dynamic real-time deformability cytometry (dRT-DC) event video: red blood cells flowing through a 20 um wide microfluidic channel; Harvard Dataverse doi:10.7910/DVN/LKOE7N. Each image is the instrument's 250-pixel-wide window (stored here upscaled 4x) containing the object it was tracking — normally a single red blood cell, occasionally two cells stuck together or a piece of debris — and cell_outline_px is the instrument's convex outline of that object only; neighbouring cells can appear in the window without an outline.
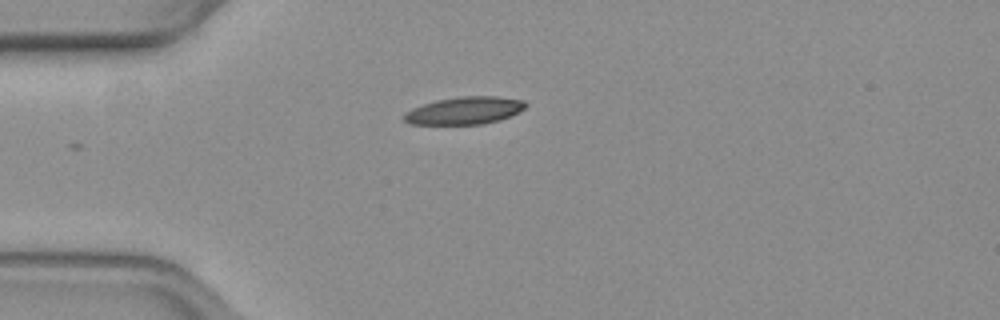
{"species": "common noctule bat (a hibernating species)", "species_latin": "Nyctalus noctula", "temperature_condition": "warm", "stored_images_in_passage": 37, "camera_frame_rate_fps": 3000, "um_per_image_px": 0.085, "animal": {"sex": "female", "body_mass_g": 19.3, "forearm_length_mm": 54.1}, "frame": {"image": 1, "passage_image": 1, "time_ms": 0.0, "image_size_px": [1000, 320], "cell_outline_px": [[528, 104], [524, 108], [500, 120], [480, 124], [408, 124], [404, 120], [404, 112], [412, 108], [436, 100], [460, 96], [496, 96], [524, 100]], "centroid_in_image_um": [39.46, 9.39], "position_along_channel_um": 45.5, "area_um2": 19.36}}
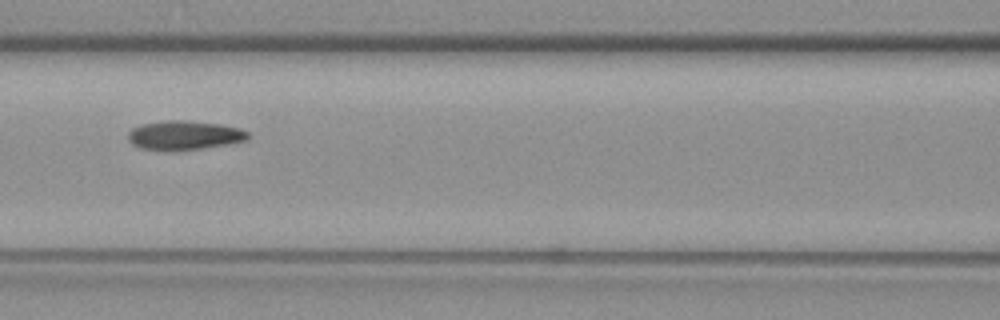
{"frame": {"image": 2, "passage_image": 11, "time_ms": 3.333, "image_size_px": [1000, 320], "cell_outline_px": [[248, 140], [200, 148], [140, 148], [132, 144], [128, 140], [128, 132], [132, 128], [140, 124], [164, 120], [184, 120], [220, 124], [240, 128], [248, 132]], "centroid_in_image_um": [15.65, 11.45], "position_along_channel_um": 150.9, "area_um2": 19.65}}
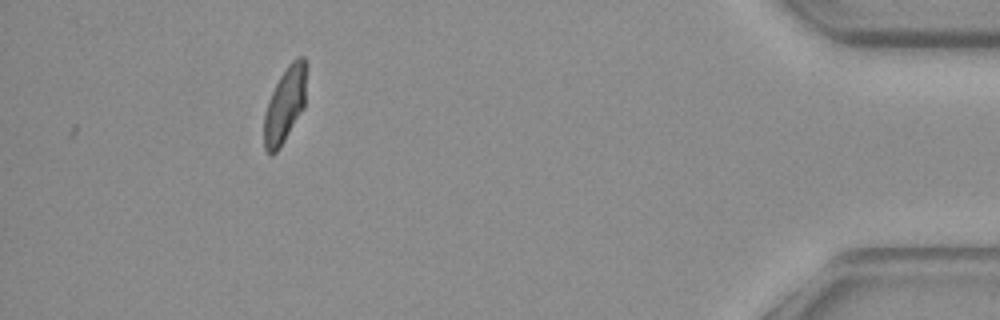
{"frame": {"image": 3, "passage_image": 37, "time_ms": 12.0, "image_size_px": [1000, 320], "cell_outline_px": [[308, 64], [304, 108], [280, 148], [272, 156], [264, 148], [264, 112], [268, 100], [280, 76], [288, 64], [296, 56], [304, 56]], "centroid_in_image_um": [24.25, 8.86], "position_along_channel_um": 411.0, "area_um2": 19.07}, "authors_computed_cell_mechanics": {"area_um2": 19.8832, "velocity_mm_per_s": 3.7188, "shape_relaxation_time_tau1_ms": 4.2196, "shape_relaxation_time_tau2_ms": 1.8464, "deformation_change_tau1": 0.1819, "deformation_change_tau2": 0.0846}}